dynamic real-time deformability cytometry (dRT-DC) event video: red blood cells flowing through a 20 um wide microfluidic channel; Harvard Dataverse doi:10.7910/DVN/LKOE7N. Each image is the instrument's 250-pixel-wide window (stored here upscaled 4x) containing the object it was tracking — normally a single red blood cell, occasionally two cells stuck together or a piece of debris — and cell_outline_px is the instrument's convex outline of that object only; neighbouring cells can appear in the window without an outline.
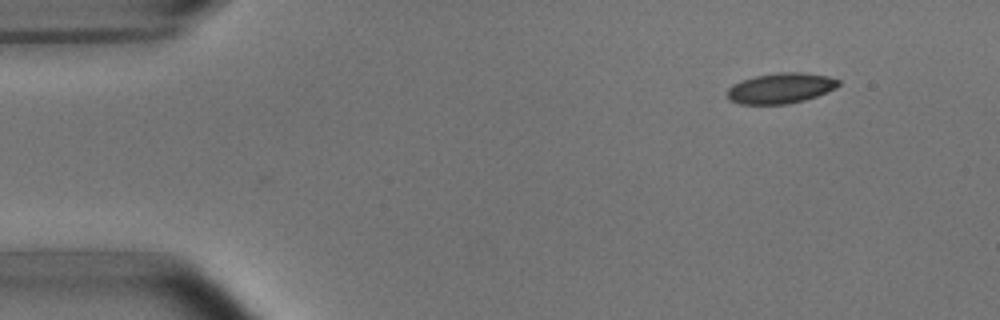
{"species": "common noctule bat (a hibernating species)", "species_latin": "Nyctalus noctula", "temperature_condition": "room temperature", "stored_images_in_passage": 5, "segment_of_instrument_passage": [1, 2], "camera_frame_rate_fps": 3000, "um_per_image_px": 0.085, "animal": {"sex": "male", "body_mass_g": 15.6}, "frame": {"image": 1, "passage_image": 1, "time_ms": 0.0, "image_size_px": [1000, 320], "cell_outline_px": [[840, 84], [836, 88], [828, 92], [804, 100], [788, 104], [740, 104], [728, 100], [728, 88], [732, 84], [756, 76], [780, 72], [800, 72], [828, 76], [840, 80]], "centroid_in_image_um": [66.37, 7.5], "position_along_channel_um": 18.6, "area_um2": 19.71}}
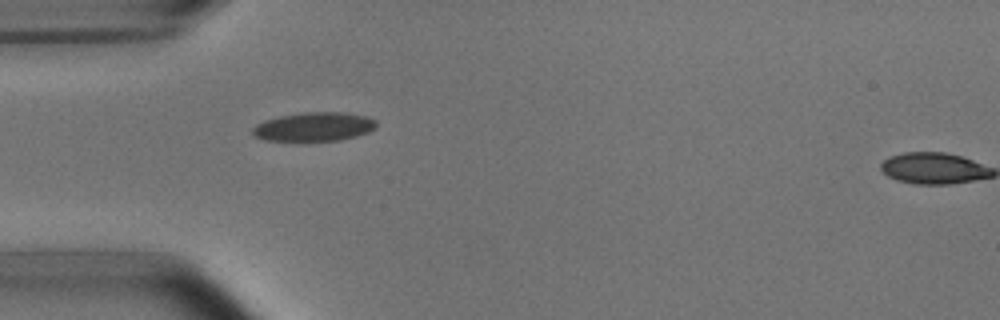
{"frame": {"image": 2, "passage_image": 4, "time_ms": 3.333, "image_size_px": [1000, 320], "cell_outline_px": [[376, 128], [368, 132], [356, 136], [340, 140], [264, 140], [252, 136], [252, 128], [256, 124], [264, 120], [280, 116], [300, 112], [344, 112], [368, 116], [376, 120]], "centroid_in_image_um": [26.69, 10.76], "position_along_channel_um": 58.3, "area_um2": 20.92}}